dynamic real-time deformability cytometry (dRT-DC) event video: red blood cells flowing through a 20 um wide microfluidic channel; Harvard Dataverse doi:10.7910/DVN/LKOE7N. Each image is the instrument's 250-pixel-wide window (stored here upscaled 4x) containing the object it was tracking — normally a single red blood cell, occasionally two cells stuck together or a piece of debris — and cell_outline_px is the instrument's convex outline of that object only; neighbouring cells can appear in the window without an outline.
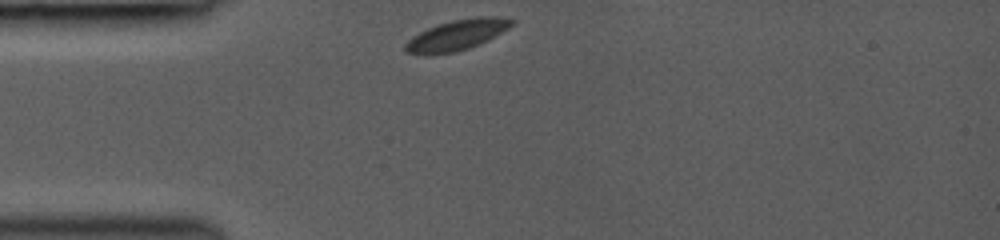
{"species": "common noctule bat (a hibernating species)", "species_latin": "Nyctalus noctula", "temperature_condition": "room temperature", "stored_images_in_passage": 10, "camera_frame_rate_fps": 3000, "um_per_image_px": 0.085, "animal": {"sex": "female", "body_mass_g": 19.0, "forearm_length_mm": 53.3}, "frame": {"image": 1, "passage_image": 1, "time_ms": 0.0, "image_size_px": [1000, 240], "cell_outline_px": [[516, 24], [488, 40], [480, 44], [456, 52], [432, 56], [428, 56], [404, 52], [404, 44], [412, 36], [436, 24], [452, 20], [476, 16], [496, 16], [516, 20]], "centroid_in_image_um": [38.83, 2.99], "position_along_channel_um": 46.2, "area_um2": 19.48}}
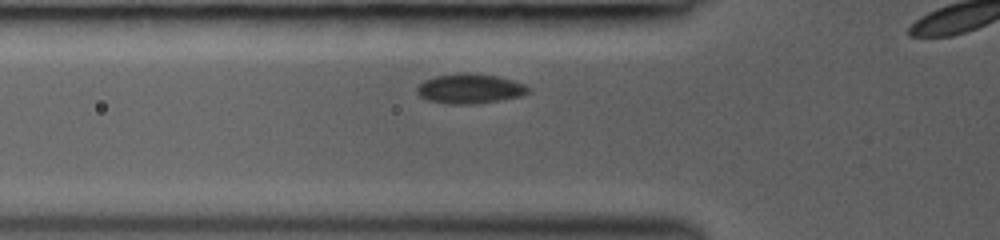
{"frame": {"image": 2, "passage_image": 5, "time_ms": 1.333, "image_size_px": [1000, 240], "cell_outline_px": [[528, 92], [524, 96], [476, 104], [448, 104], [428, 100], [420, 96], [416, 92], [416, 88], [424, 80], [436, 76], [456, 72], [468, 72], [496, 76], [512, 80], [524, 84], [528, 88]], "centroid_in_image_um": [39.92, 7.53], "position_along_channel_um": 85.9, "area_um2": 19.42}}
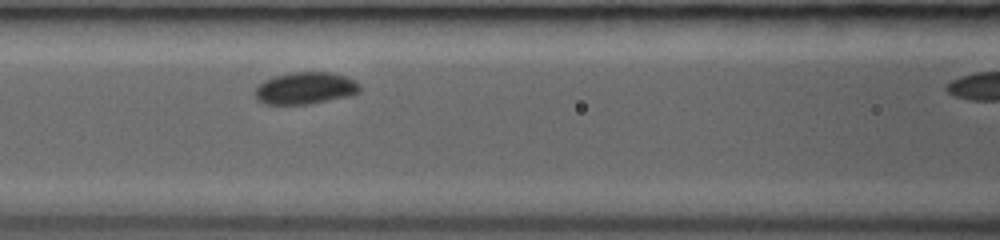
{"frame": {"image": 3, "passage_image": 9, "time_ms": 2.667, "image_size_px": [1000, 240], "cell_outline_px": [[360, 92], [352, 96], [308, 104], [264, 104], [256, 100], [256, 88], [264, 80], [276, 76], [292, 72], [328, 72], [344, 76], [356, 80], [360, 84]], "centroid_in_image_um": [25.99, 7.5], "position_along_channel_um": 140.6, "area_um2": 19.59}}